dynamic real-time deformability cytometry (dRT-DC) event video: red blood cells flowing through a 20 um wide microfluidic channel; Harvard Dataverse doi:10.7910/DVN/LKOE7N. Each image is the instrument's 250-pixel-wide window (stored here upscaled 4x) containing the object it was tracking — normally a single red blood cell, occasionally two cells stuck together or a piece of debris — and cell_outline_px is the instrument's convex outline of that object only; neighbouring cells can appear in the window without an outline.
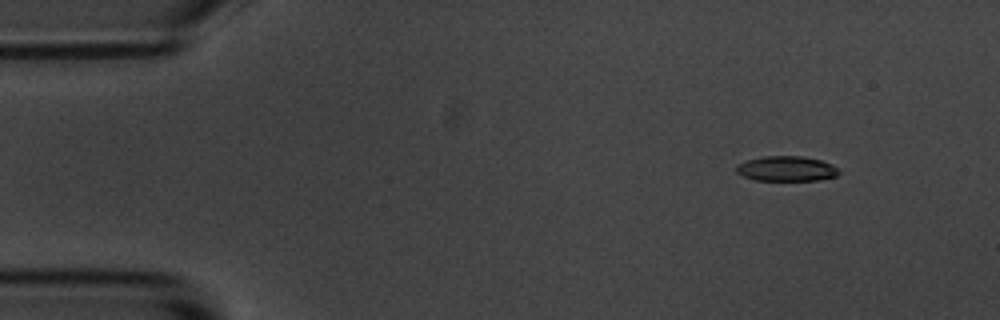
{"species": "common noctule bat (a hibernating species)", "species_latin": "Nyctalus noctula", "temperature_condition": "room temperature", "stored_images_in_passage": 6, "camera_frame_rate_fps": 3000, "um_per_image_px": 0.085, "animal": {"sex": "male", "body_mass_g": 20.1, "forearm_length_mm": 53.5}, "frame": {"image": 1, "passage_image": 1, "time_ms": 0.0, "image_size_px": [1000, 320], "cell_outline_px": [[840, 172], [836, 176], [820, 180], [756, 180], [744, 176], [736, 172], [736, 164], [748, 160], [764, 156], [800, 156], [820, 160], [832, 164]], "centroid_in_image_um": [66.85, 14.34], "position_along_channel_um": 18.2, "area_um2": 14.85}}
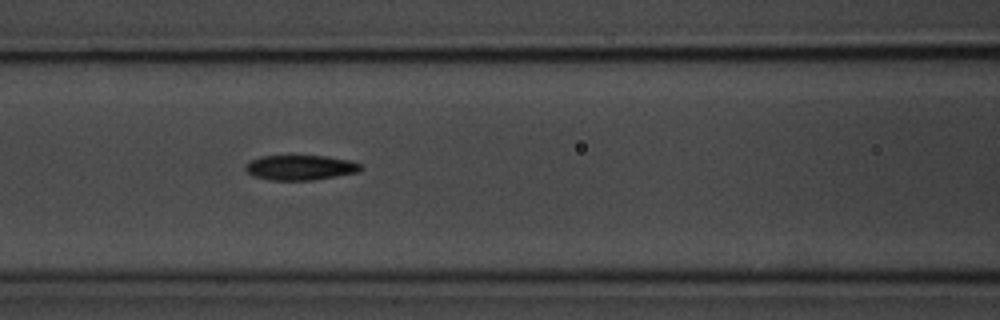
{"frame": {"image": 2, "passage_image": 6, "time_ms": 5.667, "image_size_px": [1000, 320], "cell_outline_px": [[364, 168], [360, 172], [312, 180], [272, 180], [252, 176], [244, 168], [244, 164], [260, 156], [324, 156], [352, 160], [364, 164]], "centroid_in_image_um": [25.58, 14.24], "position_along_channel_um": 141.0, "area_um2": 16.99}}